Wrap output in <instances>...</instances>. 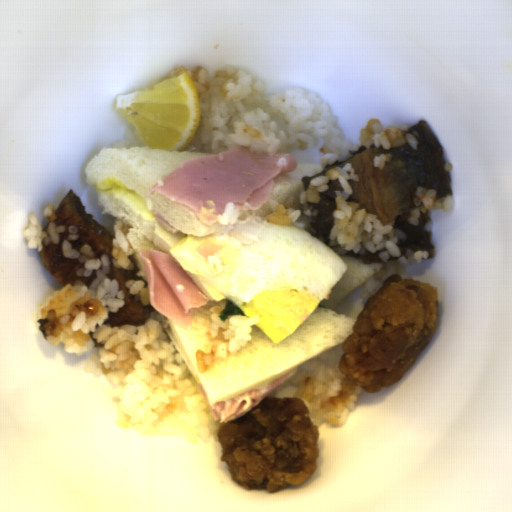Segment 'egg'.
<instances>
[{"label": "egg", "mask_w": 512, "mask_h": 512, "mask_svg": "<svg viewBox=\"0 0 512 512\" xmlns=\"http://www.w3.org/2000/svg\"><path fill=\"white\" fill-rule=\"evenodd\" d=\"M169 254L205 296L234 301L275 345L298 331L347 272L335 251L298 226L269 224L249 245L186 235Z\"/></svg>", "instance_id": "obj_1"}]
</instances>
